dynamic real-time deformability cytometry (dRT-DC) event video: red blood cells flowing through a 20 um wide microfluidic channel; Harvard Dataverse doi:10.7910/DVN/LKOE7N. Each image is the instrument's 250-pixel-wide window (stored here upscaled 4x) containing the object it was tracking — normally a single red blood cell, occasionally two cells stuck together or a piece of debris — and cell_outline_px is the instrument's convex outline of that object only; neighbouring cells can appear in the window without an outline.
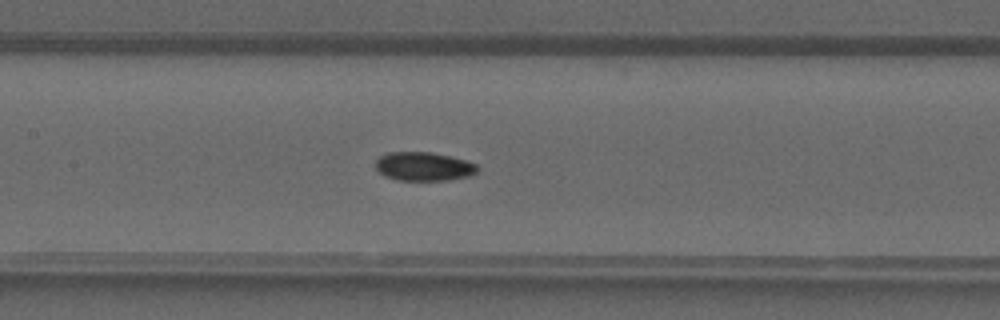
{"species": "common noctule bat (a hibernating species)", "species_latin": "Nyctalus noctula", "temperature_condition": "warm", "stored_images_in_passage": 35, "camera_frame_rate_fps": 3000, "um_per_image_px": 0.085, "animal": {"sex": "male", "forearm_length_mm": 52.5}, "frame": {"image": 1, "passage_image": 19, "time_ms": 6.0, "image_size_px": [1000, 320], "cell_outline_px": [[480, 168], [472, 176], [448, 180], [396, 180], [384, 176], [376, 168], [376, 160], [380, 156], [388, 152], [432, 152], [464, 160], [476, 164]], "centroid_in_image_um": [36.02, 14.15], "position_along_channel_um": 171.4, "area_um2": 17.11}}
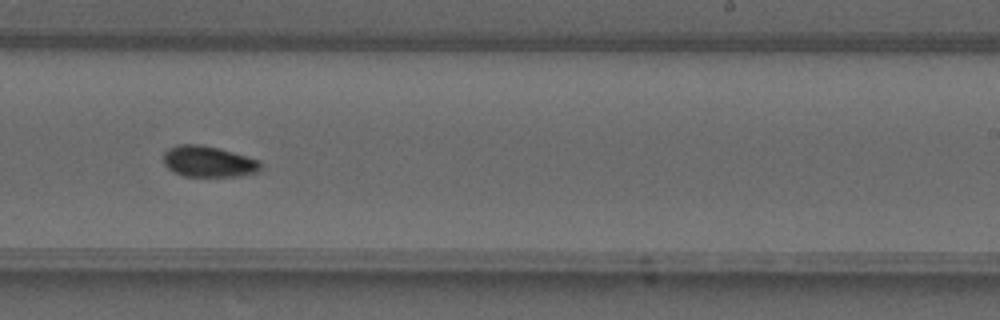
{"frame": {"image": 2, "passage_image": 25, "time_ms": 8.0, "image_size_px": [1000, 320], "cell_outline_px": [[260, 168], [256, 172], [236, 176], [184, 176], [168, 168], [164, 164], [164, 152], [168, 148], [180, 144], [200, 144], [220, 148], [248, 156], [260, 160]], "centroid_in_image_um": [17.71, 13.71], "position_along_channel_um": 271.3, "area_um2": 17.51}}
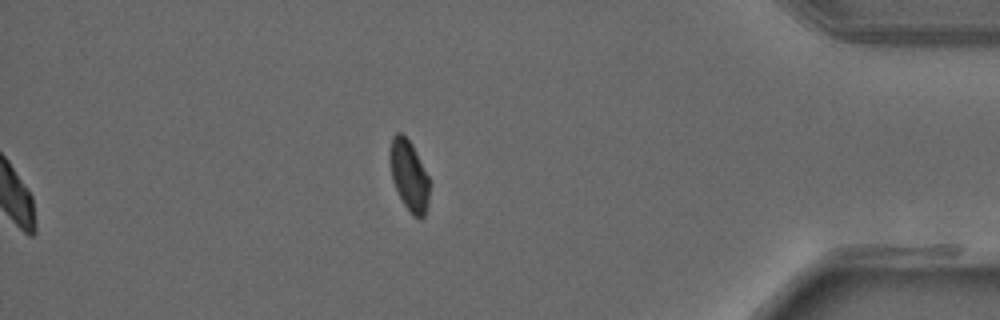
{"frame": {"image": 3, "passage_image": 35, "time_ms": 11.333, "image_size_px": [1000, 320], "cell_outline_px": [[428, 204], [424, 216], [412, 216], [404, 204], [392, 180], [388, 160], [388, 156], [392, 136], [396, 132], [400, 132], [412, 144], [428, 176]], "centroid_in_image_um": [34.73, 14.88], "position_along_channel_um": 400.5, "area_um2": 16.13}}